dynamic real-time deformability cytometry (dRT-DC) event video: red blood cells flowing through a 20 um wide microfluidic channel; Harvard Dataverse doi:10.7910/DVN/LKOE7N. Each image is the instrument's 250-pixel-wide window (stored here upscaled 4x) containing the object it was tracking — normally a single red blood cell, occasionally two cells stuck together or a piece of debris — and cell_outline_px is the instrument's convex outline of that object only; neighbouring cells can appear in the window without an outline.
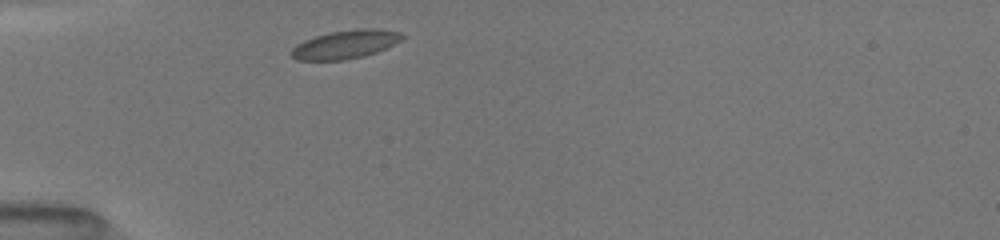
{"species": "common noctule bat (a hibernating species)", "species_latin": "Nyctalus noctula", "temperature_condition": "room temperature", "stored_images_in_passage": 1, "camera_frame_rate_fps": 3000, "um_per_image_px": 0.085, "animal": {"sex": "female", "body_mass_g": 19.5, "forearm_length_mm": 54.1}, "frame": {"image": 1, "passage_image": 1, "time_ms": 0.0, "image_size_px": [1000, 240], "cell_outline_px": [[404, 36], [400, 40], [376, 52], [364, 56], [344, 60], [296, 60], [292, 56], [292, 48], [296, 44], [304, 40], [316, 36], [332, 32], [356, 28], [380, 28], [400, 32]], "centroid_in_image_um": [29.35, 3.76], "position_along_channel_um": 55.6, "area_um2": 18.26}}